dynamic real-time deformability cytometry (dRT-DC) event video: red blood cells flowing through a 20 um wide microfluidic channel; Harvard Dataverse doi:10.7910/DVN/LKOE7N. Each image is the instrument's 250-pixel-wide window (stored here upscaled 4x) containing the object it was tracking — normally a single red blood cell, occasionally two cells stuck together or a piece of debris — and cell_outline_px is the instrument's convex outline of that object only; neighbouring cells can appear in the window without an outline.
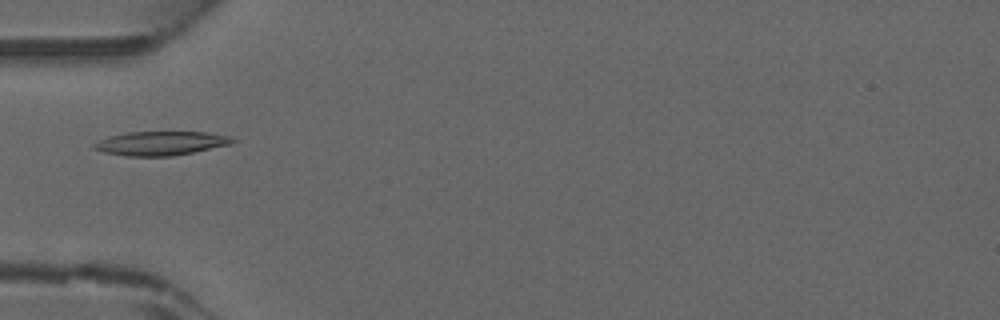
{"species": "common noctule bat (a hibernating species)", "species_latin": "Nyctalus noctula", "temperature_condition": "warm", "stored_images_in_passage": 31, "camera_frame_rate_fps": 3000, "um_per_image_px": 0.085, "animal": {"sex": "male", "forearm_length_mm": 52.5}, "frame": {"image": 1, "passage_image": 1, "time_ms": 0.0, "image_size_px": [1000, 320], "cell_outline_px": [[236, 140], [228, 144], [192, 152], [172, 156], [128, 156], [104, 152], [92, 148], [92, 144], [108, 136], [128, 132], [204, 132], [232, 136]], "centroid_in_image_um": [13.62, 12.17], "position_along_channel_um": 71.4, "area_um2": 19.13}}
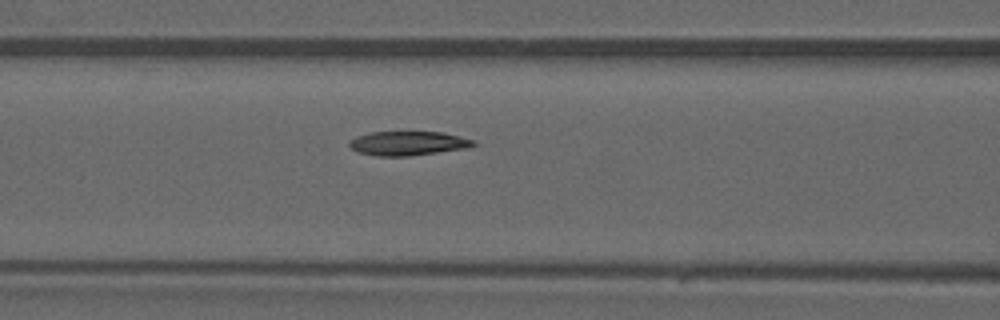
{"frame": {"image": 2, "passage_image": 5, "time_ms": 1.333, "image_size_px": [1000, 320], "cell_outline_px": [[476, 144], [468, 148], [408, 156], [376, 156], [356, 152], [348, 144], [348, 140], [356, 136], [368, 132], [440, 132], [460, 136], [476, 140]], "centroid_in_image_um": [34.65, 12.18], "position_along_channel_um": 131.9, "area_um2": 17.63}}